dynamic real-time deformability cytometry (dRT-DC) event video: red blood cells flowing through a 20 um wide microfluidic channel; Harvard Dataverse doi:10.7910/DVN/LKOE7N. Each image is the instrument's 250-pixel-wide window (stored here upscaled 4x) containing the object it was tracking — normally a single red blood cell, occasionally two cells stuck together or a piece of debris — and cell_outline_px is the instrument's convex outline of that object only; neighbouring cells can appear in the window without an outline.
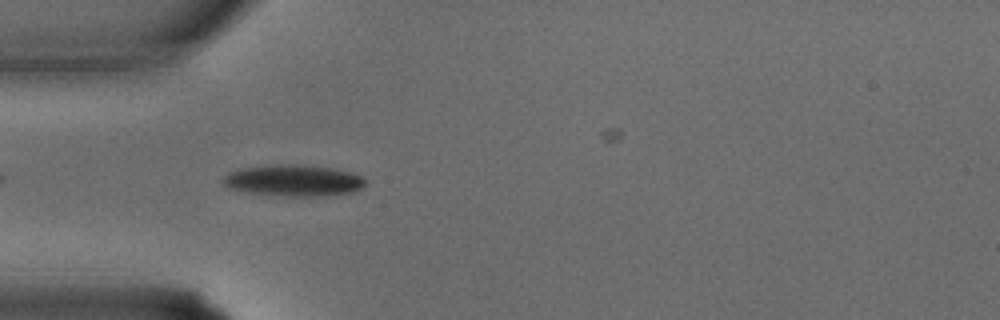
{"species": "common noctule bat (a hibernating species)", "species_latin": "Nyctalus noctula", "temperature_condition": "warm", "stored_images_in_passage": 13, "camera_frame_rate_fps": 3000, "um_per_image_px": 0.085, "animal": {"sex": "male", "body_mass_g": 15.6}, "frame": {"image": 1, "passage_image": 11, "time_ms": 3.333, "image_size_px": [1000, 320], "cell_outline_px": [[364, 184], [356, 192], [324, 196], [288, 196], [248, 192], [228, 188], [220, 180], [228, 172], [244, 168], [272, 164], [296, 164], [332, 168], [352, 172], [364, 176]], "centroid_in_image_um": [24.96, 15.34], "position_along_channel_um": 60.0, "area_um2": 26.18}}